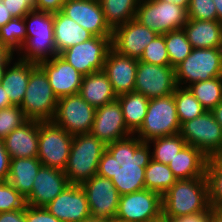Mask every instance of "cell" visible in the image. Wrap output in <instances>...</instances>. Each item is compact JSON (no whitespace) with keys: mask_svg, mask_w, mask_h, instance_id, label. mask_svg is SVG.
<instances>
[{"mask_svg":"<svg viewBox=\"0 0 222 222\" xmlns=\"http://www.w3.org/2000/svg\"><path fill=\"white\" fill-rule=\"evenodd\" d=\"M11 158L5 149L3 140H0V181H7Z\"/></svg>","mask_w":222,"mask_h":222,"instance_id":"bcb514c9","label":"cell"},{"mask_svg":"<svg viewBox=\"0 0 222 222\" xmlns=\"http://www.w3.org/2000/svg\"><path fill=\"white\" fill-rule=\"evenodd\" d=\"M183 30L193 48H222L220 21L188 19Z\"/></svg>","mask_w":222,"mask_h":222,"instance_id":"83f0119b","label":"cell"},{"mask_svg":"<svg viewBox=\"0 0 222 222\" xmlns=\"http://www.w3.org/2000/svg\"><path fill=\"white\" fill-rule=\"evenodd\" d=\"M175 68L138 60L134 91L148 99L171 95L177 88Z\"/></svg>","mask_w":222,"mask_h":222,"instance_id":"4fadbf2b","label":"cell"},{"mask_svg":"<svg viewBox=\"0 0 222 222\" xmlns=\"http://www.w3.org/2000/svg\"><path fill=\"white\" fill-rule=\"evenodd\" d=\"M111 222H127V221H122V220H120V219L114 218L113 220H111Z\"/></svg>","mask_w":222,"mask_h":222,"instance_id":"91938a15","label":"cell"},{"mask_svg":"<svg viewBox=\"0 0 222 222\" xmlns=\"http://www.w3.org/2000/svg\"><path fill=\"white\" fill-rule=\"evenodd\" d=\"M13 18L25 17L34 10L36 0H2Z\"/></svg>","mask_w":222,"mask_h":222,"instance_id":"7bdbcfd3","label":"cell"},{"mask_svg":"<svg viewBox=\"0 0 222 222\" xmlns=\"http://www.w3.org/2000/svg\"><path fill=\"white\" fill-rule=\"evenodd\" d=\"M210 222H222V212L219 209L212 208Z\"/></svg>","mask_w":222,"mask_h":222,"instance_id":"db71d44e","label":"cell"},{"mask_svg":"<svg viewBox=\"0 0 222 222\" xmlns=\"http://www.w3.org/2000/svg\"><path fill=\"white\" fill-rule=\"evenodd\" d=\"M95 108L79 94L58 99L53 122L71 135L91 132Z\"/></svg>","mask_w":222,"mask_h":222,"instance_id":"7c38bea8","label":"cell"},{"mask_svg":"<svg viewBox=\"0 0 222 222\" xmlns=\"http://www.w3.org/2000/svg\"><path fill=\"white\" fill-rule=\"evenodd\" d=\"M39 121L28 120L3 139L11 159L35 158L38 155Z\"/></svg>","mask_w":222,"mask_h":222,"instance_id":"603a6c76","label":"cell"},{"mask_svg":"<svg viewBox=\"0 0 222 222\" xmlns=\"http://www.w3.org/2000/svg\"><path fill=\"white\" fill-rule=\"evenodd\" d=\"M209 158L199 149L187 144L168 167L177 179L205 177L206 165Z\"/></svg>","mask_w":222,"mask_h":222,"instance_id":"d4e9b609","label":"cell"},{"mask_svg":"<svg viewBox=\"0 0 222 222\" xmlns=\"http://www.w3.org/2000/svg\"><path fill=\"white\" fill-rule=\"evenodd\" d=\"M148 144L151 146L152 159L165 165H168L187 145L180 134L155 138L148 141Z\"/></svg>","mask_w":222,"mask_h":222,"instance_id":"836d02e7","label":"cell"},{"mask_svg":"<svg viewBox=\"0 0 222 222\" xmlns=\"http://www.w3.org/2000/svg\"><path fill=\"white\" fill-rule=\"evenodd\" d=\"M5 53V50L0 46V57Z\"/></svg>","mask_w":222,"mask_h":222,"instance_id":"94428289","label":"cell"},{"mask_svg":"<svg viewBox=\"0 0 222 222\" xmlns=\"http://www.w3.org/2000/svg\"><path fill=\"white\" fill-rule=\"evenodd\" d=\"M46 73L53 93L59 99L79 94L83 75L60 55L38 64Z\"/></svg>","mask_w":222,"mask_h":222,"instance_id":"ffe728a7","label":"cell"},{"mask_svg":"<svg viewBox=\"0 0 222 222\" xmlns=\"http://www.w3.org/2000/svg\"><path fill=\"white\" fill-rule=\"evenodd\" d=\"M135 20L143 26L163 35L182 29L188 21L187 10L171 2L140 0Z\"/></svg>","mask_w":222,"mask_h":222,"instance_id":"ba28073f","label":"cell"},{"mask_svg":"<svg viewBox=\"0 0 222 222\" xmlns=\"http://www.w3.org/2000/svg\"><path fill=\"white\" fill-rule=\"evenodd\" d=\"M176 180L177 178L168 165L158 163L153 159L149 161L145 168V189L163 195Z\"/></svg>","mask_w":222,"mask_h":222,"instance_id":"d6a6232c","label":"cell"},{"mask_svg":"<svg viewBox=\"0 0 222 222\" xmlns=\"http://www.w3.org/2000/svg\"><path fill=\"white\" fill-rule=\"evenodd\" d=\"M179 134L187 144L201 150L208 158L222 155V127L211 111L182 123Z\"/></svg>","mask_w":222,"mask_h":222,"instance_id":"30bf717a","label":"cell"},{"mask_svg":"<svg viewBox=\"0 0 222 222\" xmlns=\"http://www.w3.org/2000/svg\"><path fill=\"white\" fill-rule=\"evenodd\" d=\"M74 135L53 121H39L38 155L43 166L64 171Z\"/></svg>","mask_w":222,"mask_h":222,"instance_id":"9c48e42d","label":"cell"},{"mask_svg":"<svg viewBox=\"0 0 222 222\" xmlns=\"http://www.w3.org/2000/svg\"><path fill=\"white\" fill-rule=\"evenodd\" d=\"M160 1L174 3L175 5L181 6L186 10L188 9L190 3V0H160Z\"/></svg>","mask_w":222,"mask_h":222,"instance_id":"11a10c76","label":"cell"},{"mask_svg":"<svg viewBox=\"0 0 222 222\" xmlns=\"http://www.w3.org/2000/svg\"><path fill=\"white\" fill-rule=\"evenodd\" d=\"M26 40L24 17L13 18L0 28V46L5 52L16 54Z\"/></svg>","mask_w":222,"mask_h":222,"instance_id":"e575fe53","label":"cell"},{"mask_svg":"<svg viewBox=\"0 0 222 222\" xmlns=\"http://www.w3.org/2000/svg\"><path fill=\"white\" fill-rule=\"evenodd\" d=\"M81 222H111V219L93 218L90 216Z\"/></svg>","mask_w":222,"mask_h":222,"instance_id":"6f0895ef","label":"cell"},{"mask_svg":"<svg viewBox=\"0 0 222 222\" xmlns=\"http://www.w3.org/2000/svg\"><path fill=\"white\" fill-rule=\"evenodd\" d=\"M54 42L57 54L64 50L89 40L93 35L61 11L54 13Z\"/></svg>","mask_w":222,"mask_h":222,"instance_id":"484cf974","label":"cell"},{"mask_svg":"<svg viewBox=\"0 0 222 222\" xmlns=\"http://www.w3.org/2000/svg\"><path fill=\"white\" fill-rule=\"evenodd\" d=\"M210 207L206 177L177 179L162 195V214L172 220Z\"/></svg>","mask_w":222,"mask_h":222,"instance_id":"3957f363","label":"cell"},{"mask_svg":"<svg viewBox=\"0 0 222 222\" xmlns=\"http://www.w3.org/2000/svg\"><path fill=\"white\" fill-rule=\"evenodd\" d=\"M148 222H170V219L165 217L163 214L156 219L150 220Z\"/></svg>","mask_w":222,"mask_h":222,"instance_id":"680465c9","label":"cell"},{"mask_svg":"<svg viewBox=\"0 0 222 222\" xmlns=\"http://www.w3.org/2000/svg\"><path fill=\"white\" fill-rule=\"evenodd\" d=\"M12 106L10 98L5 93V90L2 85H0V109H4Z\"/></svg>","mask_w":222,"mask_h":222,"instance_id":"816d5d0a","label":"cell"},{"mask_svg":"<svg viewBox=\"0 0 222 222\" xmlns=\"http://www.w3.org/2000/svg\"><path fill=\"white\" fill-rule=\"evenodd\" d=\"M58 98L53 93L48 77L37 64L30 73L24 99L20 105L29 120L52 121Z\"/></svg>","mask_w":222,"mask_h":222,"instance_id":"8992f818","label":"cell"},{"mask_svg":"<svg viewBox=\"0 0 222 222\" xmlns=\"http://www.w3.org/2000/svg\"><path fill=\"white\" fill-rule=\"evenodd\" d=\"M139 61L160 66L170 65L169 56L165 45V34H158L145 47Z\"/></svg>","mask_w":222,"mask_h":222,"instance_id":"ab89813d","label":"cell"},{"mask_svg":"<svg viewBox=\"0 0 222 222\" xmlns=\"http://www.w3.org/2000/svg\"><path fill=\"white\" fill-rule=\"evenodd\" d=\"M157 35L133 19L113 29L112 48L119 54L140 60L145 47Z\"/></svg>","mask_w":222,"mask_h":222,"instance_id":"ac0fdd59","label":"cell"},{"mask_svg":"<svg viewBox=\"0 0 222 222\" xmlns=\"http://www.w3.org/2000/svg\"><path fill=\"white\" fill-rule=\"evenodd\" d=\"M165 45L169 56L170 66L176 67L192 52V45L182 29L165 34Z\"/></svg>","mask_w":222,"mask_h":222,"instance_id":"74e56055","label":"cell"},{"mask_svg":"<svg viewBox=\"0 0 222 222\" xmlns=\"http://www.w3.org/2000/svg\"><path fill=\"white\" fill-rule=\"evenodd\" d=\"M138 60L119 54L111 48L107 54L103 72L109 78L118 96L134 91Z\"/></svg>","mask_w":222,"mask_h":222,"instance_id":"44dd1931","label":"cell"},{"mask_svg":"<svg viewBox=\"0 0 222 222\" xmlns=\"http://www.w3.org/2000/svg\"><path fill=\"white\" fill-rule=\"evenodd\" d=\"M61 12L93 36L112 37L113 29L105 20L99 0H68Z\"/></svg>","mask_w":222,"mask_h":222,"instance_id":"2e32d148","label":"cell"},{"mask_svg":"<svg viewBox=\"0 0 222 222\" xmlns=\"http://www.w3.org/2000/svg\"><path fill=\"white\" fill-rule=\"evenodd\" d=\"M26 198L8 181H0V213L26 208Z\"/></svg>","mask_w":222,"mask_h":222,"instance_id":"60d3db41","label":"cell"},{"mask_svg":"<svg viewBox=\"0 0 222 222\" xmlns=\"http://www.w3.org/2000/svg\"><path fill=\"white\" fill-rule=\"evenodd\" d=\"M15 54L5 52L1 57H0V85L2 84V80L5 74V71L7 69V65L15 58Z\"/></svg>","mask_w":222,"mask_h":222,"instance_id":"681fc988","label":"cell"},{"mask_svg":"<svg viewBox=\"0 0 222 222\" xmlns=\"http://www.w3.org/2000/svg\"><path fill=\"white\" fill-rule=\"evenodd\" d=\"M127 129L134 134L141 126L147 113L149 99L132 91L117 97Z\"/></svg>","mask_w":222,"mask_h":222,"instance_id":"f546056e","label":"cell"},{"mask_svg":"<svg viewBox=\"0 0 222 222\" xmlns=\"http://www.w3.org/2000/svg\"><path fill=\"white\" fill-rule=\"evenodd\" d=\"M26 222H61L45 207L26 206Z\"/></svg>","mask_w":222,"mask_h":222,"instance_id":"ee69618b","label":"cell"},{"mask_svg":"<svg viewBox=\"0 0 222 222\" xmlns=\"http://www.w3.org/2000/svg\"><path fill=\"white\" fill-rule=\"evenodd\" d=\"M40 160L35 158H13L7 181L25 198L31 193L36 175L42 167Z\"/></svg>","mask_w":222,"mask_h":222,"instance_id":"f1b7e54d","label":"cell"},{"mask_svg":"<svg viewBox=\"0 0 222 222\" xmlns=\"http://www.w3.org/2000/svg\"><path fill=\"white\" fill-rule=\"evenodd\" d=\"M112 37L93 36L80 44L64 50L60 56L71 64L81 75L102 71Z\"/></svg>","mask_w":222,"mask_h":222,"instance_id":"8fae6325","label":"cell"},{"mask_svg":"<svg viewBox=\"0 0 222 222\" xmlns=\"http://www.w3.org/2000/svg\"><path fill=\"white\" fill-rule=\"evenodd\" d=\"M206 111L222 101V76L193 83L187 87Z\"/></svg>","mask_w":222,"mask_h":222,"instance_id":"1f68e13d","label":"cell"},{"mask_svg":"<svg viewBox=\"0 0 222 222\" xmlns=\"http://www.w3.org/2000/svg\"><path fill=\"white\" fill-rule=\"evenodd\" d=\"M26 40L15 56L39 64L57 56L54 42V13L32 10L25 17Z\"/></svg>","mask_w":222,"mask_h":222,"instance_id":"7a4b0ae2","label":"cell"},{"mask_svg":"<svg viewBox=\"0 0 222 222\" xmlns=\"http://www.w3.org/2000/svg\"><path fill=\"white\" fill-rule=\"evenodd\" d=\"M205 177L208 184V200L213 209L222 207V161L219 158H209Z\"/></svg>","mask_w":222,"mask_h":222,"instance_id":"8d00e7d4","label":"cell"},{"mask_svg":"<svg viewBox=\"0 0 222 222\" xmlns=\"http://www.w3.org/2000/svg\"><path fill=\"white\" fill-rule=\"evenodd\" d=\"M105 150L106 145L91 132L74 135L64 170L69 184L81 185L95 176Z\"/></svg>","mask_w":222,"mask_h":222,"instance_id":"277c9868","label":"cell"},{"mask_svg":"<svg viewBox=\"0 0 222 222\" xmlns=\"http://www.w3.org/2000/svg\"><path fill=\"white\" fill-rule=\"evenodd\" d=\"M178 87L222 76V48H193L175 67Z\"/></svg>","mask_w":222,"mask_h":222,"instance_id":"52a82bcc","label":"cell"},{"mask_svg":"<svg viewBox=\"0 0 222 222\" xmlns=\"http://www.w3.org/2000/svg\"><path fill=\"white\" fill-rule=\"evenodd\" d=\"M67 1L68 0H36L34 10L57 13L61 11L62 6Z\"/></svg>","mask_w":222,"mask_h":222,"instance_id":"f6af8a7d","label":"cell"},{"mask_svg":"<svg viewBox=\"0 0 222 222\" xmlns=\"http://www.w3.org/2000/svg\"><path fill=\"white\" fill-rule=\"evenodd\" d=\"M217 9V21L222 22V0H213Z\"/></svg>","mask_w":222,"mask_h":222,"instance_id":"9f6ffc18","label":"cell"},{"mask_svg":"<svg viewBox=\"0 0 222 222\" xmlns=\"http://www.w3.org/2000/svg\"><path fill=\"white\" fill-rule=\"evenodd\" d=\"M13 17L8 12V9L5 7L3 2H0V28L7 24Z\"/></svg>","mask_w":222,"mask_h":222,"instance_id":"f907efd6","label":"cell"},{"mask_svg":"<svg viewBox=\"0 0 222 222\" xmlns=\"http://www.w3.org/2000/svg\"><path fill=\"white\" fill-rule=\"evenodd\" d=\"M68 185L64 171L42 166L36 175L31 193L26 197V204L45 207Z\"/></svg>","mask_w":222,"mask_h":222,"instance_id":"7402d4cb","label":"cell"},{"mask_svg":"<svg viewBox=\"0 0 222 222\" xmlns=\"http://www.w3.org/2000/svg\"><path fill=\"white\" fill-rule=\"evenodd\" d=\"M45 209L61 222H81L91 216L86 193L78 184L66 186Z\"/></svg>","mask_w":222,"mask_h":222,"instance_id":"e0dca14e","label":"cell"},{"mask_svg":"<svg viewBox=\"0 0 222 222\" xmlns=\"http://www.w3.org/2000/svg\"><path fill=\"white\" fill-rule=\"evenodd\" d=\"M0 222H26V208L1 212Z\"/></svg>","mask_w":222,"mask_h":222,"instance_id":"c3c4849f","label":"cell"},{"mask_svg":"<svg viewBox=\"0 0 222 222\" xmlns=\"http://www.w3.org/2000/svg\"><path fill=\"white\" fill-rule=\"evenodd\" d=\"M109 26L115 27L135 19L140 0H99Z\"/></svg>","mask_w":222,"mask_h":222,"instance_id":"4dcf8cb0","label":"cell"},{"mask_svg":"<svg viewBox=\"0 0 222 222\" xmlns=\"http://www.w3.org/2000/svg\"><path fill=\"white\" fill-rule=\"evenodd\" d=\"M212 207L210 206L204 212L193 213L178 218H174L172 222H210Z\"/></svg>","mask_w":222,"mask_h":222,"instance_id":"7dc6e473","label":"cell"},{"mask_svg":"<svg viewBox=\"0 0 222 222\" xmlns=\"http://www.w3.org/2000/svg\"><path fill=\"white\" fill-rule=\"evenodd\" d=\"M79 95L95 109L117 99L112 84L103 70L83 76Z\"/></svg>","mask_w":222,"mask_h":222,"instance_id":"4316f807","label":"cell"},{"mask_svg":"<svg viewBox=\"0 0 222 222\" xmlns=\"http://www.w3.org/2000/svg\"><path fill=\"white\" fill-rule=\"evenodd\" d=\"M91 133L105 145L132 135L126 127L118 99L95 110Z\"/></svg>","mask_w":222,"mask_h":222,"instance_id":"d6986e66","label":"cell"},{"mask_svg":"<svg viewBox=\"0 0 222 222\" xmlns=\"http://www.w3.org/2000/svg\"><path fill=\"white\" fill-rule=\"evenodd\" d=\"M211 112L214 115L215 120L222 127V101L214 109H212Z\"/></svg>","mask_w":222,"mask_h":222,"instance_id":"f5cc1de1","label":"cell"},{"mask_svg":"<svg viewBox=\"0 0 222 222\" xmlns=\"http://www.w3.org/2000/svg\"><path fill=\"white\" fill-rule=\"evenodd\" d=\"M28 120L18 105L0 109V140H3L14 129L21 127Z\"/></svg>","mask_w":222,"mask_h":222,"instance_id":"f35d334b","label":"cell"},{"mask_svg":"<svg viewBox=\"0 0 222 222\" xmlns=\"http://www.w3.org/2000/svg\"><path fill=\"white\" fill-rule=\"evenodd\" d=\"M180 128L173 93L149 99L142 126L134 134L142 142H148L155 138L179 134Z\"/></svg>","mask_w":222,"mask_h":222,"instance_id":"5b68a950","label":"cell"},{"mask_svg":"<svg viewBox=\"0 0 222 222\" xmlns=\"http://www.w3.org/2000/svg\"><path fill=\"white\" fill-rule=\"evenodd\" d=\"M174 100L180 124L190 121L206 112L202 104L188 88L177 87L174 92Z\"/></svg>","mask_w":222,"mask_h":222,"instance_id":"d590c367","label":"cell"},{"mask_svg":"<svg viewBox=\"0 0 222 222\" xmlns=\"http://www.w3.org/2000/svg\"><path fill=\"white\" fill-rule=\"evenodd\" d=\"M188 19L217 20V9L213 0H190L187 9Z\"/></svg>","mask_w":222,"mask_h":222,"instance_id":"b9f144b4","label":"cell"},{"mask_svg":"<svg viewBox=\"0 0 222 222\" xmlns=\"http://www.w3.org/2000/svg\"><path fill=\"white\" fill-rule=\"evenodd\" d=\"M37 64L14 58L5 71L2 86L12 105L20 106L26 92L31 70Z\"/></svg>","mask_w":222,"mask_h":222,"instance_id":"cb8c5ba5","label":"cell"},{"mask_svg":"<svg viewBox=\"0 0 222 222\" xmlns=\"http://www.w3.org/2000/svg\"><path fill=\"white\" fill-rule=\"evenodd\" d=\"M151 146L135 134L106 145L97 174L111 179L120 196L145 189Z\"/></svg>","mask_w":222,"mask_h":222,"instance_id":"6da1fadb","label":"cell"},{"mask_svg":"<svg viewBox=\"0 0 222 222\" xmlns=\"http://www.w3.org/2000/svg\"><path fill=\"white\" fill-rule=\"evenodd\" d=\"M162 215V195L143 189L120 196L116 219L148 222Z\"/></svg>","mask_w":222,"mask_h":222,"instance_id":"5bb4252c","label":"cell"},{"mask_svg":"<svg viewBox=\"0 0 222 222\" xmlns=\"http://www.w3.org/2000/svg\"><path fill=\"white\" fill-rule=\"evenodd\" d=\"M91 217L111 219L116 218L120 194L111 179L98 174L83 182Z\"/></svg>","mask_w":222,"mask_h":222,"instance_id":"9a60e30c","label":"cell"}]
</instances>
